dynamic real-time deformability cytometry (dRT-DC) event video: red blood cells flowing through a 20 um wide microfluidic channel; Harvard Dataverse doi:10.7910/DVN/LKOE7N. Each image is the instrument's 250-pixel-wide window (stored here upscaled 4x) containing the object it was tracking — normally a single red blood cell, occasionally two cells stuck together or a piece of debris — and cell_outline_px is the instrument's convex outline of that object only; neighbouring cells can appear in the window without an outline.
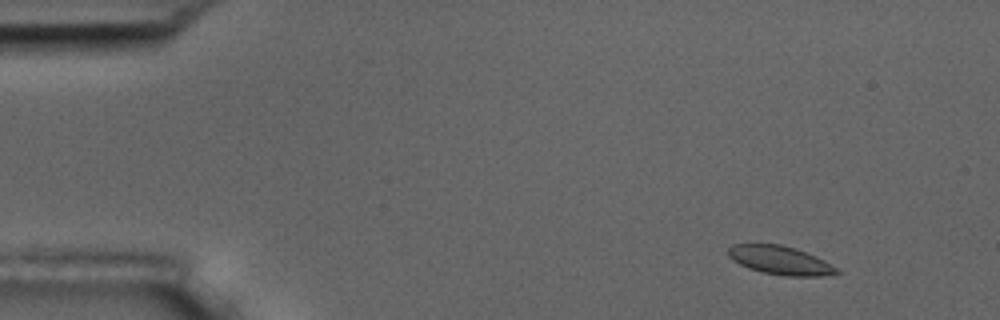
{"species": "common noctule bat (a hibernating species)", "species_latin": "Nyctalus noctula", "temperature_condition": "room temperature", "stored_images_in_passage": 5, "camera_frame_rate_fps": 3000, "um_per_image_px": 0.085, "animal": {"sex": "male", "body_mass_g": 17.5, "forearm_length_mm": 52.3}, "frame": {"image": 1, "passage_image": 1, "time_ms": 0.0, "image_size_px": [1000, 320], "cell_outline_px": [[840, 272], [824, 276], [788, 276], [760, 272], [748, 268], [732, 260], [728, 256], [728, 248], [732, 244], [780, 244], [816, 256], [824, 260], [836, 268]], "centroid_in_image_um": [66.27, 22.13], "position_along_channel_um": 18.7, "area_um2": 17.92}}
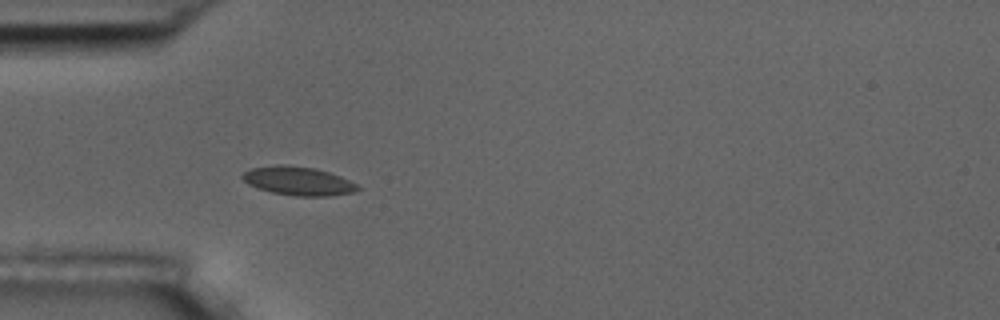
{"frame": {"image": 2, "passage_image": 4, "time_ms": 3.667, "image_size_px": [1000, 320], "cell_outline_px": [[360, 188], [352, 192], [328, 196], [296, 196], [272, 192], [248, 184], [240, 176], [244, 172], [252, 168], [280, 164], [284, 164], [316, 168], [340, 176], [356, 184]], "centroid_in_image_um": [25.33, 15.37], "position_along_channel_um": 59.7, "area_um2": 19.02}}